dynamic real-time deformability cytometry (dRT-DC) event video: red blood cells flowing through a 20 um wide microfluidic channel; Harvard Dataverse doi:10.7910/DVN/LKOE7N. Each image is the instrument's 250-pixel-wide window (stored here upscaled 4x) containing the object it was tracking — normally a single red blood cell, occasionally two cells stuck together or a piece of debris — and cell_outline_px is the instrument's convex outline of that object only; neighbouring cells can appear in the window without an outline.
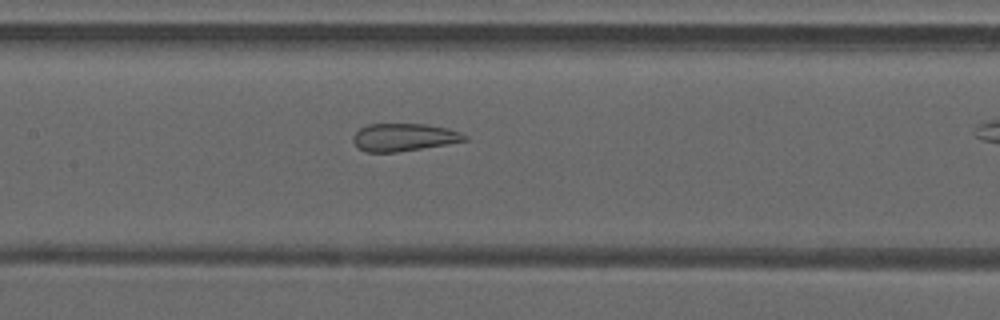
{"species": "common noctule bat (a hibernating species)", "species_latin": "Nyctalus noctula", "temperature_condition": "warm", "stored_images_in_passage": 27, "camera_frame_rate_fps": 3000, "um_per_image_px": 0.085, "animal": {"sex": "male", "forearm_length_mm": 52.5}, "frame": {"image": 1, "passage_image": 20, "time_ms": 6.333, "image_size_px": [1000, 320], "cell_outline_px": [[468, 140], [448, 144], [396, 152], [364, 152], [352, 140], [352, 136], [360, 128], [368, 124], [424, 124], [448, 128], [460, 132], [468, 136]], "centroid_in_image_um": [34.34, 11.66], "position_along_channel_um": 173.1, "area_um2": 17.98}}
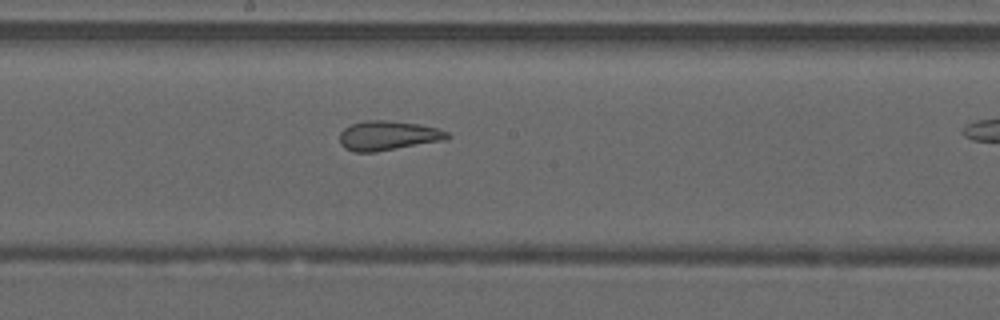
{"frame": {"image": 2, "passage_image": 23, "time_ms": 7.333, "image_size_px": [1000, 320], "cell_outline_px": [[452, 136], [444, 140], [376, 152], [356, 152], [344, 148], [340, 144], [340, 132], [344, 128], [352, 124], [364, 120], [384, 120], [420, 124], [436, 128], [448, 132]], "centroid_in_image_um": [32.97, 11.53], "position_along_channel_um": 215.2, "area_um2": 18.5}}